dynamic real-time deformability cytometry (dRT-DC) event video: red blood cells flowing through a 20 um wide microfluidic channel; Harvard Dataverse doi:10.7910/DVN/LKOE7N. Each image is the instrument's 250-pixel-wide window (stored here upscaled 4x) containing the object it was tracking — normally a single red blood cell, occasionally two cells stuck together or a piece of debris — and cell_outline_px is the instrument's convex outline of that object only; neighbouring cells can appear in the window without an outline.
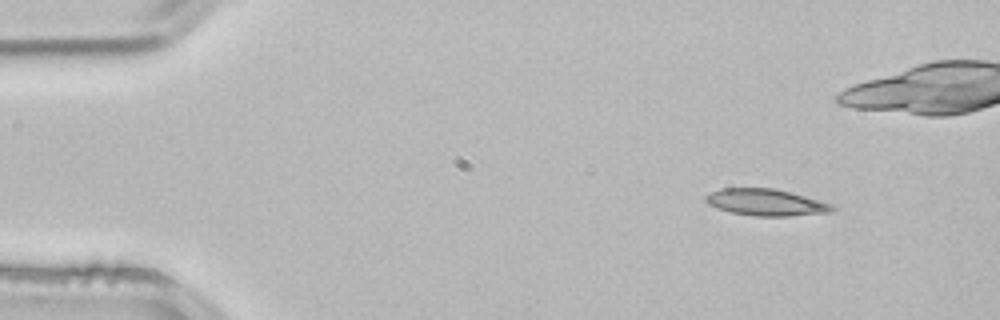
{"species": "common noctule bat (a hibernating species)", "species_latin": "Nyctalus noctula", "temperature_condition": "room temperature", "stored_images_in_passage": 4, "camera_frame_rate_fps": 3000, "um_per_image_px": 0.085, "animal": {"sex": "male", "body_mass_g": 21.5, "forearm_length_mm": 52.0}, "frame": {"image": 1, "passage_image": 1, "time_ms": 0.0, "image_size_px": [1000, 320], "cell_outline_px": [[836, 208], [832, 212], [788, 216], [756, 216], [732, 212], [716, 208], [708, 204], [704, 200], [704, 196], [720, 188], [772, 188], [804, 196], [832, 204]], "centroid_in_image_um": [65.08, 17.2], "position_along_channel_um": 19.9, "area_um2": 19.54}}